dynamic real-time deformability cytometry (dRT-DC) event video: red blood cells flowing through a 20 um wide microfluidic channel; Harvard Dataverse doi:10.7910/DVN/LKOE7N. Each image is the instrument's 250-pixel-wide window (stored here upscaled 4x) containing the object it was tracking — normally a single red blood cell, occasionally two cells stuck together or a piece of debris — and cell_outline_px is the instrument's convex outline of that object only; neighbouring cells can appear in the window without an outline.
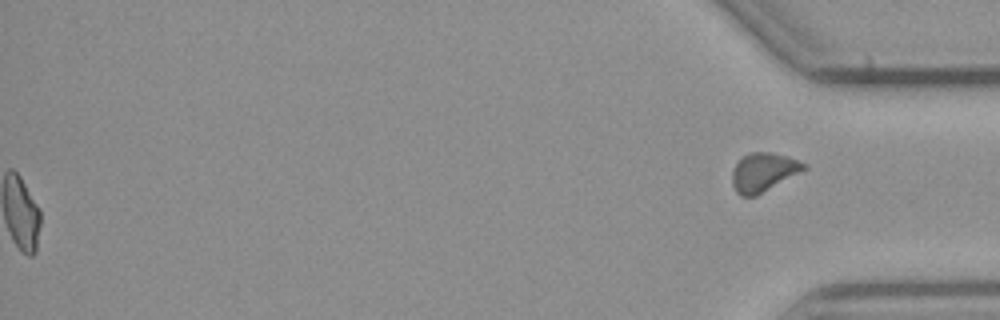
{"species": "common noctule bat (a hibernating species)", "species_latin": "Nyctalus noctula", "temperature_condition": "cold", "stored_images_in_passage": 47, "segment_of_instrument_passage": [2, 2], "camera_frame_rate_fps": 3000, "um_per_image_px": 0.085, "animal": {"sex": "male", "body_mass_g": 23.1, "forearm_length_mm": 52.7}, "frame": {"image": 1, "passage_image": 47, "time_ms": 15.333, "image_size_px": [1000, 320], "cell_outline_px": [[808, 168], [756, 196], [740, 196], [736, 192], [732, 184], [732, 172], [736, 164], [744, 156], [752, 152], [768, 152], [788, 156], [804, 164]], "centroid_in_image_um": [64.87, 14.65], "position_along_channel_um": 370.3, "area_um2": 15.95}}